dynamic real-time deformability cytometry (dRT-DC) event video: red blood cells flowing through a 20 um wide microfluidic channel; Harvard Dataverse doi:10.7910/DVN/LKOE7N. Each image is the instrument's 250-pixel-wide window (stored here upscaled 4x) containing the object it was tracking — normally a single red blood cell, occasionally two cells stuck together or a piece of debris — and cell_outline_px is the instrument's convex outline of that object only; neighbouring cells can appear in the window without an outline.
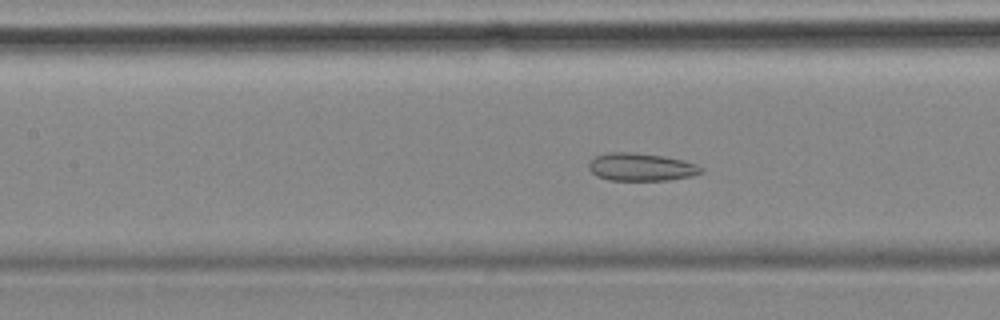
{"species": "common noctule bat (a hibernating species)", "species_latin": "Nyctalus noctula", "temperature_condition": "cold", "stored_images_in_passage": 49, "camera_frame_rate_fps": 3000, "um_per_image_px": 0.085, "animal": {"sex": "female", "body_mass_g": 18.4}, "frame": {"image": 1, "passage_image": 17, "time_ms": 5.333, "image_size_px": [1000, 320], "cell_outline_px": [[704, 172], [692, 176], [668, 180], [608, 180], [596, 176], [588, 168], [588, 164], [596, 156], [608, 152], [632, 152], [664, 156], [684, 160], [696, 164], [704, 168]], "centroid_in_image_um": [54.52, 14.2], "position_along_channel_um": 152.9, "area_um2": 18.32}}
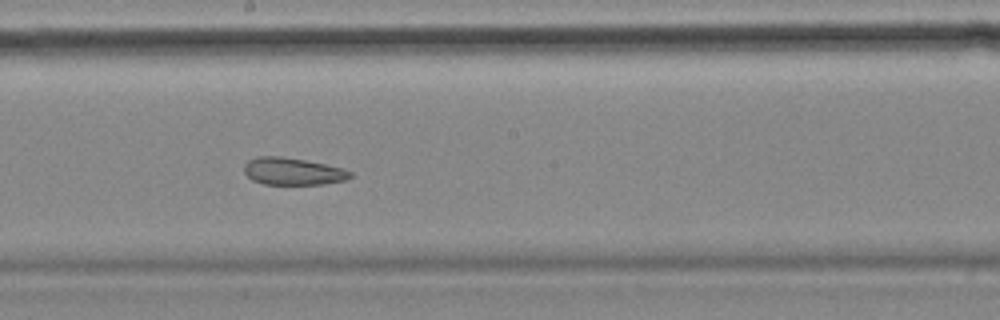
{"frame": {"image": 2, "passage_image": 23, "time_ms": 7.333, "image_size_px": [1000, 320], "cell_outline_px": [[352, 176], [344, 180], [324, 184], [264, 184], [252, 180], [244, 172], [244, 164], [248, 160], [260, 156], [280, 156], [304, 160], [324, 164], [340, 168], [352, 172]], "centroid_in_image_um": [24.85, 14.57], "position_along_channel_um": 223.3, "area_um2": 16.65}}
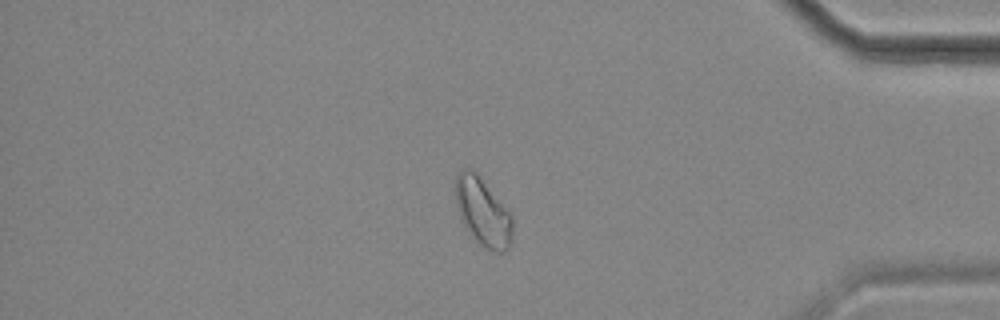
{"frame": {"image": 3, "passage_image": 40, "time_ms": 13.0, "image_size_px": [1000, 320], "cell_outline_px": [[512, 240], [508, 248], [504, 252], [496, 252], [480, 244], [476, 240], [460, 220], [456, 204], [456, 176], [464, 168], [472, 168], [476, 172], [512, 212]], "centroid_in_image_um": [41.07, 18.0], "position_along_channel_um": 394.1, "area_um2": 22.72}, "authors_computed_cell_mechanics": {"area_um2": 20.9236, "velocity_mm_per_s": 3.5374, "shape_relaxation_time_tau1_ms": null, "shape_relaxation_time_tau2_ms": 2.9744, "deformation_change_tau1": null, "deformation_change_tau2": 0.0946}}